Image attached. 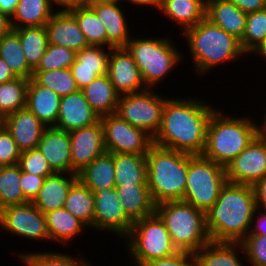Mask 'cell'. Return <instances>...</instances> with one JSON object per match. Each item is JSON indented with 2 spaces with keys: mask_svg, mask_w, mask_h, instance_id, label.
Here are the masks:
<instances>
[{
  "mask_svg": "<svg viewBox=\"0 0 266 266\" xmlns=\"http://www.w3.org/2000/svg\"><path fill=\"white\" fill-rule=\"evenodd\" d=\"M207 104L204 99L198 98H169L153 144L191 155H202L208 123L216 110Z\"/></svg>",
  "mask_w": 266,
  "mask_h": 266,
  "instance_id": "obj_1",
  "label": "cell"
},
{
  "mask_svg": "<svg viewBox=\"0 0 266 266\" xmlns=\"http://www.w3.org/2000/svg\"><path fill=\"white\" fill-rule=\"evenodd\" d=\"M256 209L252 186L227 182L206 212L211 241L240 243L249 233Z\"/></svg>",
  "mask_w": 266,
  "mask_h": 266,
  "instance_id": "obj_2",
  "label": "cell"
},
{
  "mask_svg": "<svg viewBox=\"0 0 266 266\" xmlns=\"http://www.w3.org/2000/svg\"><path fill=\"white\" fill-rule=\"evenodd\" d=\"M258 124L250 116H226L216 108L208 123L202 156L226 167L261 133Z\"/></svg>",
  "mask_w": 266,
  "mask_h": 266,
  "instance_id": "obj_3",
  "label": "cell"
},
{
  "mask_svg": "<svg viewBox=\"0 0 266 266\" xmlns=\"http://www.w3.org/2000/svg\"><path fill=\"white\" fill-rule=\"evenodd\" d=\"M183 34L197 75L207 74L205 72L212 71L215 66L234 62L246 54L239 39L206 18Z\"/></svg>",
  "mask_w": 266,
  "mask_h": 266,
  "instance_id": "obj_4",
  "label": "cell"
},
{
  "mask_svg": "<svg viewBox=\"0 0 266 266\" xmlns=\"http://www.w3.org/2000/svg\"><path fill=\"white\" fill-rule=\"evenodd\" d=\"M147 184L157 205L183 200L188 172V153L153 144L146 154Z\"/></svg>",
  "mask_w": 266,
  "mask_h": 266,
  "instance_id": "obj_5",
  "label": "cell"
},
{
  "mask_svg": "<svg viewBox=\"0 0 266 266\" xmlns=\"http://www.w3.org/2000/svg\"><path fill=\"white\" fill-rule=\"evenodd\" d=\"M155 212L165 223L173 245L178 251L195 253L211 242L206 227V213L182 201H165Z\"/></svg>",
  "mask_w": 266,
  "mask_h": 266,
  "instance_id": "obj_6",
  "label": "cell"
},
{
  "mask_svg": "<svg viewBox=\"0 0 266 266\" xmlns=\"http://www.w3.org/2000/svg\"><path fill=\"white\" fill-rule=\"evenodd\" d=\"M171 38H134L131 36L126 48L132 54L147 88L153 89L182 61L183 53Z\"/></svg>",
  "mask_w": 266,
  "mask_h": 266,
  "instance_id": "obj_7",
  "label": "cell"
},
{
  "mask_svg": "<svg viewBox=\"0 0 266 266\" xmlns=\"http://www.w3.org/2000/svg\"><path fill=\"white\" fill-rule=\"evenodd\" d=\"M125 239V248L128 247L131 263L135 266H142L145 262L166 258L178 252L165 223L156 212L134 222Z\"/></svg>",
  "mask_w": 266,
  "mask_h": 266,
  "instance_id": "obj_8",
  "label": "cell"
},
{
  "mask_svg": "<svg viewBox=\"0 0 266 266\" xmlns=\"http://www.w3.org/2000/svg\"><path fill=\"white\" fill-rule=\"evenodd\" d=\"M227 183L225 167L202 155L188 154L185 201L206 213L217 201Z\"/></svg>",
  "mask_w": 266,
  "mask_h": 266,
  "instance_id": "obj_9",
  "label": "cell"
},
{
  "mask_svg": "<svg viewBox=\"0 0 266 266\" xmlns=\"http://www.w3.org/2000/svg\"><path fill=\"white\" fill-rule=\"evenodd\" d=\"M153 89L119 96L116 114L154 137L161 125L165 98Z\"/></svg>",
  "mask_w": 266,
  "mask_h": 266,
  "instance_id": "obj_10",
  "label": "cell"
},
{
  "mask_svg": "<svg viewBox=\"0 0 266 266\" xmlns=\"http://www.w3.org/2000/svg\"><path fill=\"white\" fill-rule=\"evenodd\" d=\"M104 130L107 153L147 154L153 137L145 130L134 127L116 113L100 117Z\"/></svg>",
  "mask_w": 266,
  "mask_h": 266,
  "instance_id": "obj_11",
  "label": "cell"
},
{
  "mask_svg": "<svg viewBox=\"0 0 266 266\" xmlns=\"http://www.w3.org/2000/svg\"><path fill=\"white\" fill-rule=\"evenodd\" d=\"M0 228L22 239L50 241L45 215L32 202L1 208Z\"/></svg>",
  "mask_w": 266,
  "mask_h": 266,
  "instance_id": "obj_12",
  "label": "cell"
},
{
  "mask_svg": "<svg viewBox=\"0 0 266 266\" xmlns=\"http://www.w3.org/2000/svg\"><path fill=\"white\" fill-rule=\"evenodd\" d=\"M227 182L253 186L266 176V134L260 133L225 167Z\"/></svg>",
  "mask_w": 266,
  "mask_h": 266,
  "instance_id": "obj_13",
  "label": "cell"
},
{
  "mask_svg": "<svg viewBox=\"0 0 266 266\" xmlns=\"http://www.w3.org/2000/svg\"><path fill=\"white\" fill-rule=\"evenodd\" d=\"M94 201V229L109 231L124 239L133 227V222L127 217L117 190L113 188L94 192Z\"/></svg>",
  "mask_w": 266,
  "mask_h": 266,
  "instance_id": "obj_14",
  "label": "cell"
},
{
  "mask_svg": "<svg viewBox=\"0 0 266 266\" xmlns=\"http://www.w3.org/2000/svg\"><path fill=\"white\" fill-rule=\"evenodd\" d=\"M107 75L119 95L148 89L132 54L126 47L110 48Z\"/></svg>",
  "mask_w": 266,
  "mask_h": 266,
  "instance_id": "obj_15",
  "label": "cell"
},
{
  "mask_svg": "<svg viewBox=\"0 0 266 266\" xmlns=\"http://www.w3.org/2000/svg\"><path fill=\"white\" fill-rule=\"evenodd\" d=\"M72 173L77 174L94 159L106 153L101 121L69 132Z\"/></svg>",
  "mask_w": 266,
  "mask_h": 266,
  "instance_id": "obj_16",
  "label": "cell"
},
{
  "mask_svg": "<svg viewBox=\"0 0 266 266\" xmlns=\"http://www.w3.org/2000/svg\"><path fill=\"white\" fill-rule=\"evenodd\" d=\"M99 121V115L91 108L81 90L61 97L55 128L70 132Z\"/></svg>",
  "mask_w": 266,
  "mask_h": 266,
  "instance_id": "obj_17",
  "label": "cell"
},
{
  "mask_svg": "<svg viewBox=\"0 0 266 266\" xmlns=\"http://www.w3.org/2000/svg\"><path fill=\"white\" fill-rule=\"evenodd\" d=\"M45 28L48 44L63 46L76 53L89 46L78 22L68 10L55 11Z\"/></svg>",
  "mask_w": 266,
  "mask_h": 266,
  "instance_id": "obj_18",
  "label": "cell"
},
{
  "mask_svg": "<svg viewBox=\"0 0 266 266\" xmlns=\"http://www.w3.org/2000/svg\"><path fill=\"white\" fill-rule=\"evenodd\" d=\"M3 125L11 133L21 153L37 148L42 134L47 128L27 108L5 116Z\"/></svg>",
  "mask_w": 266,
  "mask_h": 266,
  "instance_id": "obj_19",
  "label": "cell"
},
{
  "mask_svg": "<svg viewBox=\"0 0 266 266\" xmlns=\"http://www.w3.org/2000/svg\"><path fill=\"white\" fill-rule=\"evenodd\" d=\"M37 148L57 173H72L71 142L69 132L55 127H47Z\"/></svg>",
  "mask_w": 266,
  "mask_h": 266,
  "instance_id": "obj_20",
  "label": "cell"
},
{
  "mask_svg": "<svg viewBox=\"0 0 266 266\" xmlns=\"http://www.w3.org/2000/svg\"><path fill=\"white\" fill-rule=\"evenodd\" d=\"M120 4V2H100L88 5L106 28L107 48L126 47L131 39L128 20Z\"/></svg>",
  "mask_w": 266,
  "mask_h": 266,
  "instance_id": "obj_21",
  "label": "cell"
},
{
  "mask_svg": "<svg viewBox=\"0 0 266 266\" xmlns=\"http://www.w3.org/2000/svg\"><path fill=\"white\" fill-rule=\"evenodd\" d=\"M61 97L50 88L41 86L34 78L27 87L26 108L47 127H55Z\"/></svg>",
  "mask_w": 266,
  "mask_h": 266,
  "instance_id": "obj_22",
  "label": "cell"
},
{
  "mask_svg": "<svg viewBox=\"0 0 266 266\" xmlns=\"http://www.w3.org/2000/svg\"><path fill=\"white\" fill-rule=\"evenodd\" d=\"M77 179L78 175L73 173L55 172L47 176L37 197L32 203L43 214L63 208L69 189Z\"/></svg>",
  "mask_w": 266,
  "mask_h": 266,
  "instance_id": "obj_23",
  "label": "cell"
},
{
  "mask_svg": "<svg viewBox=\"0 0 266 266\" xmlns=\"http://www.w3.org/2000/svg\"><path fill=\"white\" fill-rule=\"evenodd\" d=\"M248 13L227 0H206V19L241 40Z\"/></svg>",
  "mask_w": 266,
  "mask_h": 266,
  "instance_id": "obj_24",
  "label": "cell"
},
{
  "mask_svg": "<svg viewBox=\"0 0 266 266\" xmlns=\"http://www.w3.org/2000/svg\"><path fill=\"white\" fill-rule=\"evenodd\" d=\"M115 189L127 217L133 223L155 213L156 204L153 202L148 185L134 184Z\"/></svg>",
  "mask_w": 266,
  "mask_h": 266,
  "instance_id": "obj_25",
  "label": "cell"
},
{
  "mask_svg": "<svg viewBox=\"0 0 266 266\" xmlns=\"http://www.w3.org/2000/svg\"><path fill=\"white\" fill-rule=\"evenodd\" d=\"M115 187L147 184L146 154H113Z\"/></svg>",
  "mask_w": 266,
  "mask_h": 266,
  "instance_id": "obj_26",
  "label": "cell"
},
{
  "mask_svg": "<svg viewBox=\"0 0 266 266\" xmlns=\"http://www.w3.org/2000/svg\"><path fill=\"white\" fill-rule=\"evenodd\" d=\"M159 11L180 25L182 34L206 18V0H164Z\"/></svg>",
  "mask_w": 266,
  "mask_h": 266,
  "instance_id": "obj_27",
  "label": "cell"
},
{
  "mask_svg": "<svg viewBox=\"0 0 266 266\" xmlns=\"http://www.w3.org/2000/svg\"><path fill=\"white\" fill-rule=\"evenodd\" d=\"M81 91L99 117L116 113L120 95L115 91L107 74L98 76Z\"/></svg>",
  "mask_w": 266,
  "mask_h": 266,
  "instance_id": "obj_28",
  "label": "cell"
},
{
  "mask_svg": "<svg viewBox=\"0 0 266 266\" xmlns=\"http://www.w3.org/2000/svg\"><path fill=\"white\" fill-rule=\"evenodd\" d=\"M78 179L93 193L115 188L113 154L104 153L77 173Z\"/></svg>",
  "mask_w": 266,
  "mask_h": 266,
  "instance_id": "obj_29",
  "label": "cell"
},
{
  "mask_svg": "<svg viewBox=\"0 0 266 266\" xmlns=\"http://www.w3.org/2000/svg\"><path fill=\"white\" fill-rule=\"evenodd\" d=\"M240 251H244L240 243L211 241L195 252L194 256L197 266H245L243 257L239 256Z\"/></svg>",
  "mask_w": 266,
  "mask_h": 266,
  "instance_id": "obj_30",
  "label": "cell"
},
{
  "mask_svg": "<svg viewBox=\"0 0 266 266\" xmlns=\"http://www.w3.org/2000/svg\"><path fill=\"white\" fill-rule=\"evenodd\" d=\"M44 215L50 241L58 242L61 245L70 243L77 235L81 234L83 229H89L64 207L50 211Z\"/></svg>",
  "mask_w": 266,
  "mask_h": 266,
  "instance_id": "obj_31",
  "label": "cell"
},
{
  "mask_svg": "<svg viewBox=\"0 0 266 266\" xmlns=\"http://www.w3.org/2000/svg\"><path fill=\"white\" fill-rule=\"evenodd\" d=\"M51 0H19L10 18L12 29L45 26L54 15Z\"/></svg>",
  "mask_w": 266,
  "mask_h": 266,
  "instance_id": "obj_32",
  "label": "cell"
},
{
  "mask_svg": "<svg viewBox=\"0 0 266 266\" xmlns=\"http://www.w3.org/2000/svg\"><path fill=\"white\" fill-rule=\"evenodd\" d=\"M64 208L88 228L94 229V193L79 179L69 189Z\"/></svg>",
  "mask_w": 266,
  "mask_h": 266,
  "instance_id": "obj_33",
  "label": "cell"
},
{
  "mask_svg": "<svg viewBox=\"0 0 266 266\" xmlns=\"http://www.w3.org/2000/svg\"><path fill=\"white\" fill-rule=\"evenodd\" d=\"M0 57L6 62L17 77L28 80L32 78L33 70L27 63L19 34L14 29H11L0 40Z\"/></svg>",
  "mask_w": 266,
  "mask_h": 266,
  "instance_id": "obj_34",
  "label": "cell"
},
{
  "mask_svg": "<svg viewBox=\"0 0 266 266\" xmlns=\"http://www.w3.org/2000/svg\"><path fill=\"white\" fill-rule=\"evenodd\" d=\"M14 30L19 34L24 56L29 67L34 70L48 46L46 28L45 26H39L23 27Z\"/></svg>",
  "mask_w": 266,
  "mask_h": 266,
  "instance_id": "obj_35",
  "label": "cell"
},
{
  "mask_svg": "<svg viewBox=\"0 0 266 266\" xmlns=\"http://www.w3.org/2000/svg\"><path fill=\"white\" fill-rule=\"evenodd\" d=\"M78 22L89 45L107 47L106 28L89 6L68 10Z\"/></svg>",
  "mask_w": 266,
  "mask_h": 266,
  "instance_id": "obj_36",
  "label": "cell"
},
{
  "mask_svg": "<svg viewBox=\"0 0 266 266\" xmlns=\"http://www.w3.org/2000/svg\"><path fill=\"white\" fill-rule=\"evenodd\" d=\"M21 168L19 164L3 166L0 171V209L8 205L24 204L20 185Z\"/></svg>",
  "mask_w": 266,
  "mask_h": 266,
  "instance_id": "obj_37",
  "label": "cell"
},
{
  "mask_svg": "<svg viewBox=\"0 0 266 266\" xmlns=\"http://www.w3.org/2000/svg\"><path fill=\"white\" fill-rule=\"evenodd\" d=\"M28 84V79L20 77L0 84V113L4 117L26 108Z\"/></svg>",
  "mask_w": 266,
  "mask_h": 266,
  "instance_id": "obj_38",
  "label": "cell"
},
{
  "mask_svg": "<svg viewBox=\"0 0 266 266\" xmlns=\"http://www.w3.org/2000/svg\"><path fill=\"white\" fill-rule=\"evenodd\" d=\"M19 252V260L25 266H92L83 256L73 257L61 252Z\"/></svg>",
  "mask_w": 266,
  "mask_h": 266,
  "instance_id": "obj_39",
  "label": "cell"
},
{
  "mask_svg": "<svg viewBox=\"0 0 266 266\" xmlns=\"http://www.w3.org/2000/svg\"><path fill=\"white\" fill-rule=\"evenodd\" d=\"M32 78L41 86L56 92L60 97L79 91L70 68L33 72Z\"/></svg>",
  "mask_w": 266,
  "mask_h": 266,
  "instance_id": "obj_40",
  "label": "cell"
},
{
  "mask_svg": "<svg viewBox=\"0 0 266 266\" xmlns=\"http://www.w3.org/2000/svg\"><path fill=\"white\" fill-rule=\"evenodd\" d=\"M266 39V8L247 15L246 28L240 40L243 51L248 55Z\"/></svg>",
  "mask_w": 266,
  "mask_h": 266,
  "instance_id": "obj_41",
  "label": "cell"
},
{
  "mask_svg": "<svg viewBox=\"0 0 266 266\" xmlns=\"http://www.w3.org/2000/svg\"><path fill=\"white\" fill-rule=\"evenodd\" d=\"M75 60V51L63 46L48 44L44 55L33 72L70 68Z\"/></svg>",
  "mask_w": 266,
  "mask_h": 266,
  "instance_id": "obj_42",
  "label": "cell"
},
{
  "mask_svg": "<svg viewBox=\"0 0 266 266\" xmlns=\"http://www.w3.org/2000/svg\"><path fill=\"white\" fill-rule=\"evenodd\" d=\"M240 244L249 266H266V236L247 235Z\"/></svg>",
  "mask_w": 266,
  "mask_h": 266,
  "instance_id": "obj_43",
  "label": "cell"
},
{
  "mask_svg": "<svg viewBox=\"0 0 266 266\" xmlns=\"http://www.w3.org/2000/svg\"><path fill=\"white\" fill-rule=\"evenodd\" d=\"M18 164L23 172L33 175L47 177L55 173L38 148L22 152Z\"/></svg>",
  "mask_w": 266,
  "mask_h": 266,
  "instance_id": "obj_44",
  "label": "cell"
},
{
  "mask_svg": "<svg viewBox=\"0 0 266 266\" xmlns=\"http://www.w3.org/2000/svg\"><path fill=\"white\" fill-rule=\"evenodd\" d=\"M109 55L110 48L89 45L76 53L78 68L108 69Z\"/></svg>",
  "mask_w": 266,
  "mask_h": 266,
  "instance_id": "obj_45",
  "label": "cell"
},
{
  "mask_svg": "<svg viewBox=\"0 0 266 266\" xmlns=\"http://www.w3.org/2000/svg\"><path fill=\"white\" fill-rule=\"evenodd\" d=\"M21 152L11 133L4 125L0 126V164L2 166L19 163Z\"/></svg>",
  "mask_w": 266,
  "mask_h": 266,
  "instance_id": "obj_46",
  "label": "cell"
},
{
  "mask_svg": "<svg viewBox=\"0 0 266 266\" xmlns=\"http://www.w3.org/2000/svg\"><path fill=\"white\" fill-rule=\"evenodd\" d=\"M142 266H197L192 252L178 251L172 256L145 262Z\"/></svg>",
  "mask_w": 266,
  "mask_h": 266,
  "instance_id": "obj_47",
  "label": "cell"
},
{
  "mask_svg": "<svg viewBox=\"0 0 266 266\" xmlns=\"http://www.w3.org/2000/svg\"><path fill=\"white\" fill-rule=\"evenodd\" d=\"M46 177L29 174L21 170L20 185L24 198L28 202H33L37 197L39 190L43 186Z\"/></svg>",
  "mask_w": 266,
  "mask_h": 266,
  "instance_id": "obj_48",
  "label": "cell"
},
{
  "mask_svg": "<svg viewBox=\"0 0 266 266\" xmlns=\"http://www.w3.org/2000/svg\"><path fill=\"white\" fill-rule=\"evenodd\" d=\"M72 76L76 80L79 90L83 89L89 85L98 76L107 74L108 69H87L78 68V60L76 59L74 63L70 66Z\"/></svg>",
  "mask_w": 266,
  "mask_h": 266,
  "instance_id": "obj_49",
  "label": "cell"
},
{
  "mask_svg": "<svg viewBox=\"0 0 266 266\" xmlns=\"http://www.w3.org/2000/svg\"><path fill=\"white\" fill-rule=\"evenodd\" d=\"M251 222L252 224H251L249 233L247 235L266 236V209L257 208L254 213V216L252 217ZM253 222L255 223L253 224Z\"/></svg>",
  "mask_w": 266,
  "mask_h": 266,
  "instance_id": "obj_50",
  "label": "cell"
},
{
  "mask_svg": "<svg viewBox=\"0 0 266 266\" xmlns=\"http://www.w3.org/2000/svg\"><path fill=\"white\" fill-rule=\"evenodd\" d=\"M236 5L245 13H250L266 8V0H227Z\"/></svg>",
  "mask_w": 266,
  "mask_h": 266,
  "instance_id": "obj_51",
  "label": "cell"
},
{
  "mask_svg": "<svg viewBox=\"0 0 266 266\" xmlns=\"http://www.w3.org/2000/svg\"><path fill=\"white\" fill-rule=\"evenodd\" d=\"M256 206L259 209H266V176L256 182L253 186Z\"/></svg>",
  "mask_w": 266,
  "mask_h": 266,
  "instance_id": "obj_52",
  "label": "cell"
},
{
  "mask_svg": "<svg viewBox=\"0 0 266 266\" xmlns=\"http://www.w3.org/2000/svg\"><path fill=\"white\" fill-rule=\"evenodd\" d=\"M53 6L56 4V6H62L64 9H58V10H69L75 7H82V6H88L89 0H51Z\"/></svg>",
  "mask_w": 266,
  "mask_h": 266,
  "instance_id": "obj_53",
  "label": "cell"
},
{
  "mask_svg": "<svg viewBox=\"0 0 266 266\" xmlns=\"http://www.w3.org/2000/svg\"><path fill=\"white\" fill-rule=\"evenodd\" d=\"M17 76L12 72L11 68L6 62L0 57V84L9 82Z\"/></svg>",
  "mask_w": 266,
  "mask_h": 266,
  "instance_id": "obj_54",
  "label": "cell"
},
{
  "mask_svg": "<svg viewBox=\"0 0 266 266\" xmlns=\"http://www.w3.org/2000/svg\"><path fill=\"white\" fill-rule=\"evenodd\" d=\"M19 0H0V11L9 18L14 14Z\"/></svg>",
  "mask_w": 266,
  "mask_h": 266,
  "instance_id": "obj_55",
  "label": "cell"
},
{
  "mask_svg": "<svg viewBox=\"0 0 266 266\" xmlns=\"http://www.w3.org/2000/svg\"><path fill=\"white\" fill-rule=\"evenodd\" d=\"M12 29L10 18L0 11V40Z\"/></svg>",
  "mask_w": 266,
  "mask_h": 266,
  "instance_id": "obj_56",
  "label": "cell"
},
{
  "mask_svg": "<svg viewBox=\"0 0 266 266\" xmlns=\"http://www.w3.org/2000/svg\"><path fill=\"white\" fill-rule=\"evenodd\" d=\"M125 1L127 2V0ZM128 2L136 6H151L156 8V10H160L162 4L161 0H129Z\"/></svg>",
  "mask_w": 266,
  "mask_h": 266,
  "instance_id": "obj_57",
  "label": "cell"
},
{
  "mask_svg": "<svg viewBox=\"0 0 266 266\" xmlns=\"http://www.w3.org/2000/svg\"><path fill=\"white\" fill-rule=\"evenodd\" d=\"M250 54H255V56L258 54V57L261 56V58H264L262 61H266V39L261 42Z\"/></svg>",
  "mask_w": 266,
  "mask_h": 266,
  "instance_id": "obj_58",
  "label": "cell"
},
{
  "mask_svg": "<svg viewBox=\"0 0 266 266\" xmlns=\"http://www.w3.org/2000/svg\"><path fill=\"white\" fill-rule=\"evenodd\" d=\"M263 120H262V125H258L259 126V129H260V132L261 133H265L266 134V113L263 115Z\"/></svg>",
  "mask_w": 266,
  "mask_h": 266,
  "instance_id": "obj_59",
  "label": "cell"
},
{
  "mask_svg": "<svg viewBox=\"0 0 266 266\" xmlns=\"http://www.w3.org/2000/svg\"><path fill=\"white\" fill-rule=\"evenodd\" d=\"M123 3L124 0H89L90 3H100V2H121Z\"/></svg>",
  "mask_w": 266,
  "mask_h": 266,
  "instance_id": "obj_60",
  "label": "cell"
},
{
  "mask_svg": "<svg viewBox=\"0 0 266 266\" xmlns=\"http://www.w3.org/2000/svg\"><path fill=\"white\" fill-rule=\"evenodd\" d=\"M4 123V116L0 113V126Z\"/></svg>",
  "mask_w": 266,
  "mask_h": 266,
  "instance_id": "obj_61",
  "label": "cell"
}]
</instances>
